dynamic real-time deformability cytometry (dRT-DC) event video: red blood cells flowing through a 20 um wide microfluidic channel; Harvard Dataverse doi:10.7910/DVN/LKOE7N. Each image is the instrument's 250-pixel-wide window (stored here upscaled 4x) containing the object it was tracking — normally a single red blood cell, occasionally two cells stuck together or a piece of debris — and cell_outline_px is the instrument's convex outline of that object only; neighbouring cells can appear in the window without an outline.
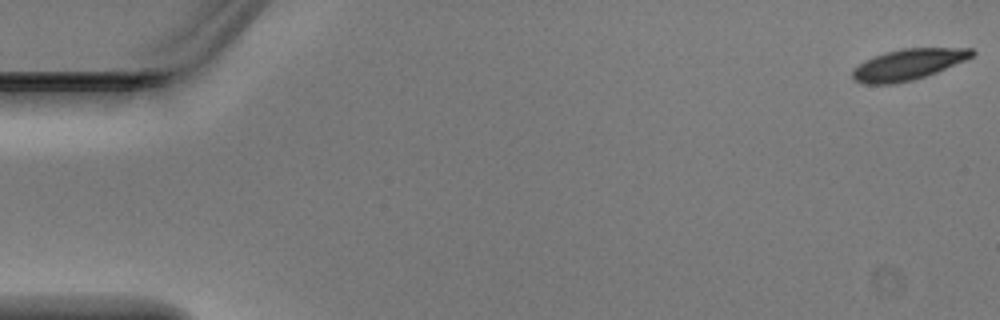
{"species": "Egyptian fruit bat (a non-hibernating species)", "species_latin": "Rousettus aegyptiacus", "temperature_condition": "warm", "stored_images_in_passage": 4, "camera_frame_rate_fps": 3000, "um_per_image_px": 0.085, "animal": {"sex": "male"}, "frame": {"image": 1, "passage_image": 1, "time_ms": 0.0, "image_size_px": [1000, 320], "cell_outline_px": [[976, 52], [972, 56], [964, 60], [936, 72], [912, 80], [892, 84], [864, 84], [856, 80], [852, 76], [852, 68], [864, 60], [884, 52], [904, 48], [972, 48]], "centroid_in_image_um": [77.14, 5.47], "position_along_channel_um": 7.9, "area_um2": 21.39}}
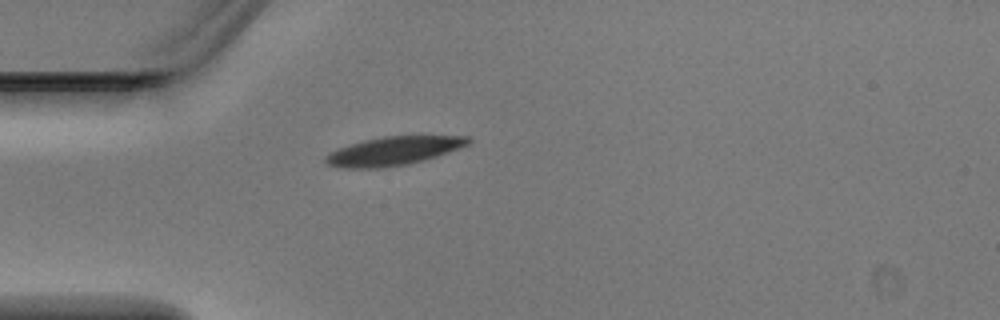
{"frame": {"image": 2, "passage_image": 4, "time_ms": 1.0, "image_size_px": [1000, 320], "cell_outline_px": [[472, 140], [468, 144], [460, 148], [424, 160], [408, 164], [384, 168], [344, 168], [328, 164], [324, 160], [324, 156], [340, 148], [364, 140], [384, 136], [468, 136]], "centroid_in_image_um": [33.47, 12.83], "position_along_channel_um": 51.5, "area_um2": 23.52}}